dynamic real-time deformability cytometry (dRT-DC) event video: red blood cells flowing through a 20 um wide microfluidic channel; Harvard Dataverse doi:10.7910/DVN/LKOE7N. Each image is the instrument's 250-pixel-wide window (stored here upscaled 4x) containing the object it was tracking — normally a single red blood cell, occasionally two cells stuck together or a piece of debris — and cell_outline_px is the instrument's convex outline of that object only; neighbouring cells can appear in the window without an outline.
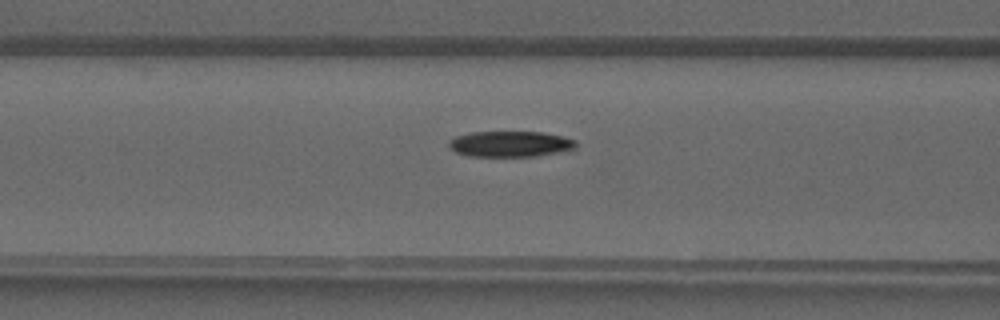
{"species": "common noctule bat (a hibernating species)", "species_latin": "Nyctalus noctula", "temperature_condition": "warm", "stored_images_in_passage": 30, "camera_frame_rate_fps": 3000, "um_per_image_px": 0.085, "animal": {"sex": "male", "forearm_length_mm": 52.5}, "frame": {"image": 1, "passage_image": 9, "time_ms": 2.667, "image_size_px": [1000, 320], "cell_outline_px": [[576, 148], [536, 156], [468, 156], [456, 152], [448, 148], [448, 140], [456, 136], [472, 132], [544, 132], [564, 136], [576, 140]], "centroid_in_image_um": [43.34, 12.23], "position_along_channel_um": 123.3, "area_um2": 19.13}}
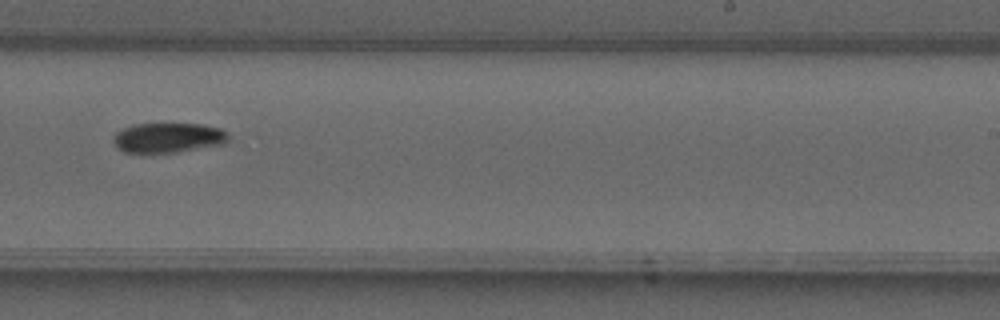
{"frame": {"image": 2, "passage_image": 18, "time_ms": 5.667, "image_size_px": [1000, 320], "cell_outline_px": [[228, 140], [224, 144], [176, 152], [124, 152], [116, 148], [112, 140], [112, 136], [116, 132], [132, 124], [200, 124], [220, 128], [228, 136]], "centroid_in_image_um": [14.24, 11.7], "position_along_channel_um": 274.8, "area_um2": 19.94}}
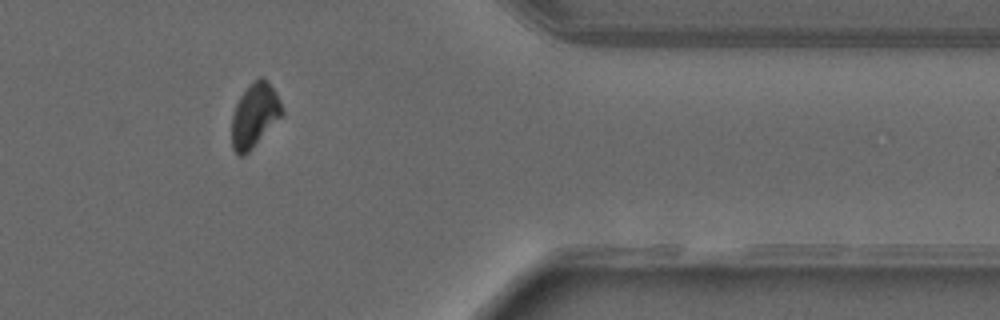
{"frame": {"image": 3, "passage_image": 26, "time_ms": 8.333, "image_size_px": [1000, 320], "cell_outline_px": [[284, 112], [248, 152], [244, 156], [240, 156], [232, 148], [232, 116], [236, 104], [240, 96], [260, 76], [264, 76], [276, 92]], "centroid_in_image_um": [21.63, 9.79], "position_along_channel_um": 389.8, "area_um2": 18.21}}